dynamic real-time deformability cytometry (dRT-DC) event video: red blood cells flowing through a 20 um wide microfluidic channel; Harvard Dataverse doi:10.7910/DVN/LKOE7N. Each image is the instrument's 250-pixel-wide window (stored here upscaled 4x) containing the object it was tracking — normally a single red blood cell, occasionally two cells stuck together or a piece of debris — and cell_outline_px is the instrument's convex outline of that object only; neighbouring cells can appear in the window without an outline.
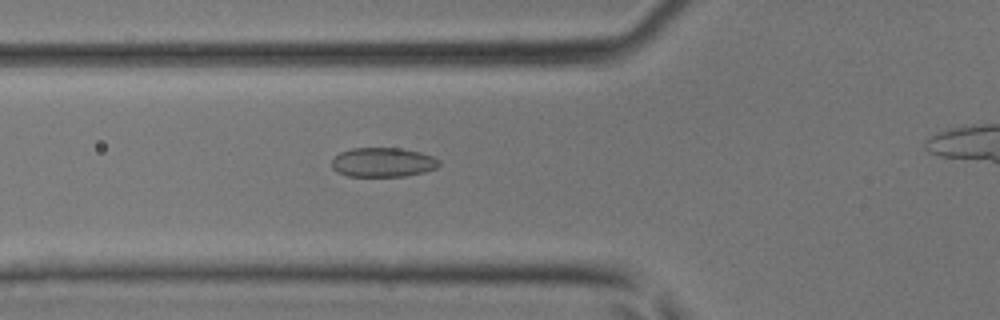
{"species": "common noctule bat (a hibernating species)", "species_latin": "Nyctalus noctula", "temperature_condition": "room temperature", "stored_images_in_passage": 20, "camera_frame_rate_fps": 3000, "um_per_image_px": 0.085, "animal": {"sex": "male", "body_mass_g": 17.9, "forearm_length_mm": 54.2}, "frame": {"image": 1, "passage_image": 17, "time_ms": 5.333, "image_size_px": [1000, 320], "cell_outline_px": [[440, 164], [436, 168], [424, 172], [404, 176], [348, 176], [336, 172], [332, 168], [332, 160], [340, 152], [352, 148], [400, 148], [420, 152], [432, 156], [440, 160]], "centroid_in_image_um": [32.54, 13.79], "position_along_channel_um": 93.3, "area_um2": 18.38}}
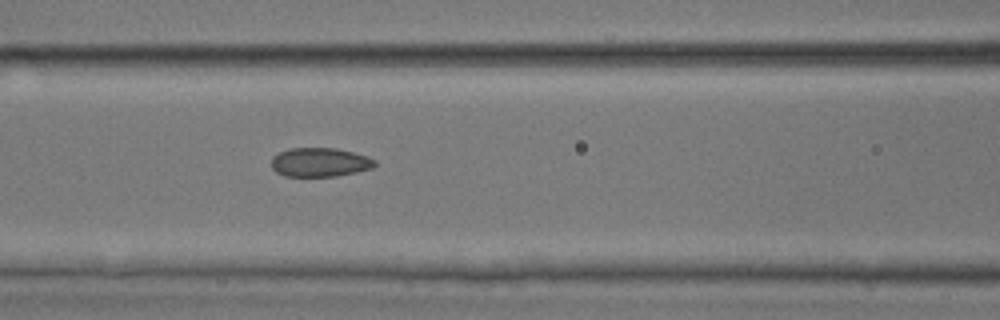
{"frame": {"image": 2, "passage_image": 20, "time_ms": 6.333, "image_size_px": [1000, 320], "cell_outline_px": [[376, 164], [372, 168], [356, 172], [336, 176], [284, 176], [276, 172], [272, 168], [272, 156], [288, 148], [336, 148], [368, 156], [376, 160]], "centroid_in_image_um": [27.18, 13.79], "position_along_channel_um": 139.4, "area_um2": 17.51}}